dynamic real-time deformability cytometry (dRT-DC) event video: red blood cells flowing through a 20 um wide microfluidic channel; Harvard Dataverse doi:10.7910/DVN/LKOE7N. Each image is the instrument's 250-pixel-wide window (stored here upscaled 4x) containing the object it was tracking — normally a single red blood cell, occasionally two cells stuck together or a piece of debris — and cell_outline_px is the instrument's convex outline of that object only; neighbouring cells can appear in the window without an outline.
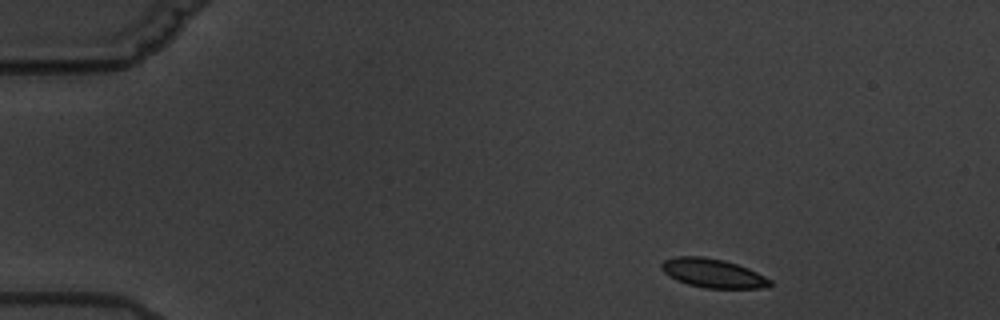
{"species": "common noctule bat (a hibernating species)", "species_latin": "Nyctalus noctula", "temperature_condition": "warm", "stored_images_in_passage": 6, "camera_frame_rate_fps": 3000, "um_per_image_px": 0.085, "animal": {"sex": "male", "body_mass_g": 19.5, "forearm_length_mm": 54.6}, "frame": {"image": 1, "passage_image": 1, "time_ms": 0.0, "image_size_px": [1000, 320], "cell_outline_px": [[772, 284], [760, 288], [704, 288], [688, 284], [676, 280], [668, 276], [660, 268], [660, 264], [664, 260], [676, 256], [704, 256], [724, 260], [748, 268], [772, 280]], "centroid_in_image_um": [60.55, 23.21], "position_along_channel_um": 24.4, "area_um2": 18.32}}
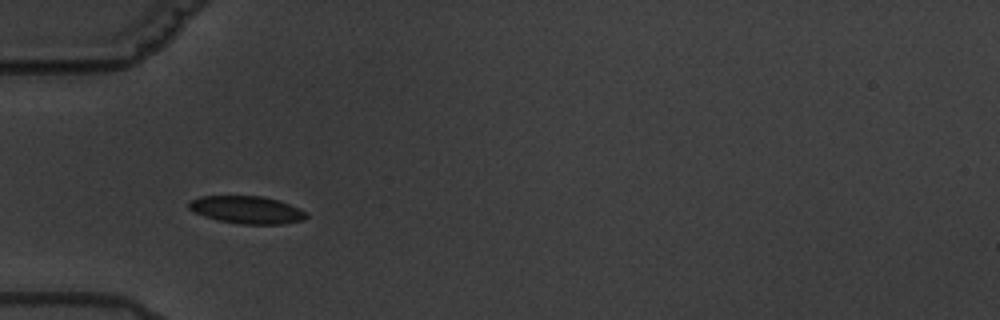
{"frame": {"image": 2, "passage_image": 4, "time_ms": 3.667, "image_size_px": [1000, 320], "cell_outline_px": [[308, 216], [304, 220], [280, 224], [240, 224], [220, 220], [204, 216], [188, 208], [188, 204], [192, 200], [200, 196], [264, 196], [280, 200], [300, 208]], "centroid_in_image_um": [21.02, 17.83], "position_along_channel_um": 64.0, "area_um2": 18.79}}